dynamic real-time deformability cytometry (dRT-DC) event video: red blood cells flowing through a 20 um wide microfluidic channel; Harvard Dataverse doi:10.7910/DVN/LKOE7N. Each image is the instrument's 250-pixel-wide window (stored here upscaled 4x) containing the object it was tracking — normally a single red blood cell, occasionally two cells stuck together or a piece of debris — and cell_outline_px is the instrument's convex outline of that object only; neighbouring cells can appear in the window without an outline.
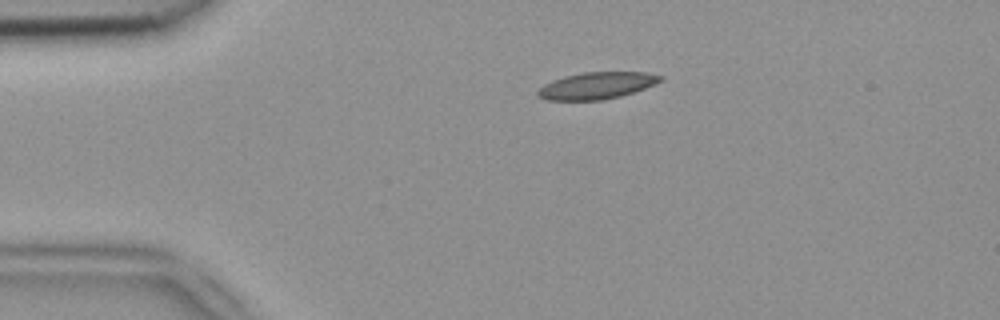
{"species": "common noctule bat (a hibernating species)", "species_latin": "Nyctalus noctula", "temperature_condition": "room temperature", "stored_images_in_passage": 3, "camera_frame_rate_fps": 3000, "um_per_image_px": 0.085, "animal": {"sex": "female", "body_mass_g": 18.4}, "frame": {"image": 1, "passage_image": 1, "time_ms": 0.0, "image_size_px": [1000, 320], "cell_outline_px": [[664, 80], [656, 84], [620, 96], [604, 100], [548, 100], [536, 96], [536, 92], [544, 84], [552, 80], [564, 76], [584, 72], [648, 72], [664, 76]], "centroid_in_image_um": [50.73, 7.27], "position_along_channel_um": 34.3, "area_um2": 19.31}}
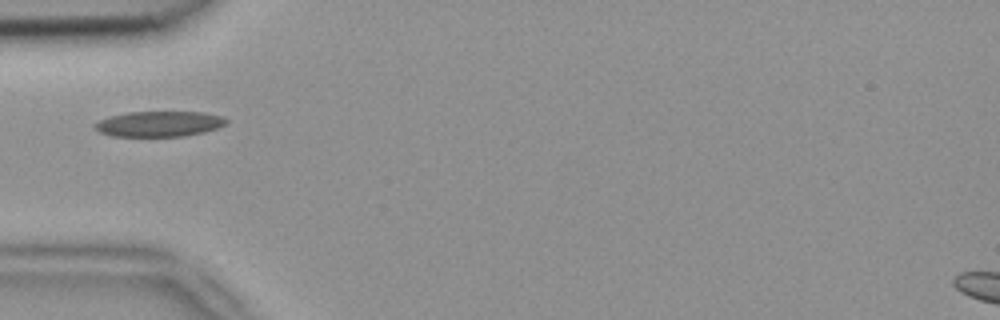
{"frame": {"image": 2, "passage_image": 2, "time_ms": 0.333, "image_size_px": [1000, 320], "cell_outline_px": [[228, 124], [204, 132], [184, 136], [112, 136], [100, 132], [92, 128], [92, 124], [100, 120], [112, 116], [128, 112], [204, 112], [220, 116], [228, 120]], "centroid_in_image_um": [13.52, 10.53], "position_along_channel_um": 71.5, "area_um2": 19.48}}